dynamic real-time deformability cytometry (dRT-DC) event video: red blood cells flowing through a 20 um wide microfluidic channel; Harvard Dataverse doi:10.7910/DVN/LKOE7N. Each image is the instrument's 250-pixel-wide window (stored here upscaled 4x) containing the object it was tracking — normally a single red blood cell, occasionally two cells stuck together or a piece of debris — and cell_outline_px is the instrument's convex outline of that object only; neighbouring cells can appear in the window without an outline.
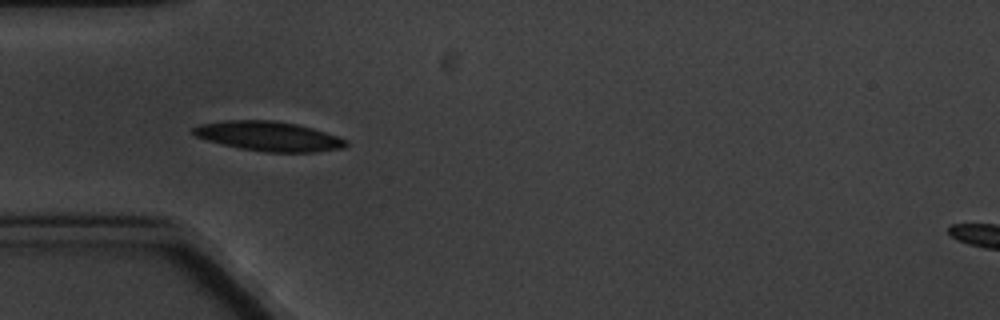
{"species": "common noctule bat (a hibernating species)", "species_latin": "Nyctalus noctula", "temperature_condition": "cold", "stored_images_in_passage": 7, "camera_frame_rate_fps": 3000, "um_per_image_px": 0.085, "animal": {"sex": "male", "body_mass_g": 20.1, "forearm_length_mm": 53.5}, "frame": {"image": 1, "passage_image": 5, "time_ms": 4.667, "image_size_px": [1000, 320], "cell_outline_px": [[348, 144], [344, 148], [316, 152], [264, 152], [240, 148], [208, 140], [196, 136], [192, 132], [192, 128], [200, 124], [224, 120], [272, 120], [296, 124], [312, 128], [348, 140]], "centroid_in_image_um": [22.85, 11.58], "position_along_channel_um": 62.1, "area_um2": 26.18}}